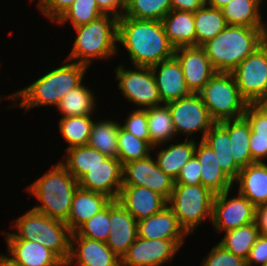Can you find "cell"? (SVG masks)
Instances as JSON below:
<instances>
[{
  "label": "cell",
  "mask_w": 267,
  "mask_h": 266,
  "mask_svg": "<svg viewBox=\"0 0 267 266\" xmlns=\"http://www.w3.org/2000/svg\"><path fill=\"white\" fill-rule=\"evenodd\" d=\"M199 95L216 123L243 117L248 105L231 73L216 72Z\"/></svg>",
  "instance_id": "cell-6"
},
{
  "label": "cell",
  "mask_w": 267,
  "mask_h": 266,
  "mask_svg": "<svg viewBox=\"0 0 267 266\" xmlns=\"http://www.w3.org/2000/svg\"><path fill=\"white\" fill-rule=\"evenodd\" d=\"M174 56L180 62L188 90L199 93L216 71L201 46L179 47Z\"/></svg>",
  "instance_id": "cell-14"
},
{
  "label": "cell",
  "mask_w": 267,
  "mask_h": 266,
  "mask_svg": "<svg viewBox=\"0 0 267 266\" xmlns=\"http://www.w3.org/2000/svg\"><path fill=\"white\" fill-rule=\"evenodd\" d=\"M123 166L118 158L107 157L78 180L80 188L117 200L122 187Z\"/></svg>",
  "instance_id": "cell-15"
},
{
  "label": "cell",
  "mask_w": 267,
  "mask_h": 266,
  "mask_svg": "<svg viewBox=\"0 0 267 266\" xmlns=\"http://www.w3.org/2000/svg\"><path fill=\"white\" fill-rule=\"evenodd\" d=\"M162 23L166 36L175 49L196 46L193 12L171 10L163 18Z\"/></svg>",
  "instance_id": "cell-26"
},
{
  "label": "cell",
  "mask_w": 267,
  "mask_h": 266,
  "mask_svg": "<svg viewBox=\"0 0 267 266\" xmlns=\"http://www.w3.org/2000/svg\"><path fill=\"white\" fill-rule=\"evenodd\" d=\"M227 130L230 138V149L235 163L240 167H247L254 163L249 147L251 126L243 116L238 119L220 122Z\"/></svg>",
  "instance_id": "cell-28"
},
{
  "label": "cell",
  "mask_w": 267,
  "mask_h": 266,
  "mask_svg": "<svg viewBox=\"0 0 267 266\" xmlns=\"http://www.w3.org/2000/svg\"><path fill=\"white\" fill-rule=\"evenodd\" d=\"M249 147L253 162H264V158L267 157V138L255 137L251 130Z\"/></svg>",
  "instance_id": "cell-49"
},
{
  "label": "cell",
  "mask_w": 267,
  "mask_h": 266,
  "mask_svg": "<svg viewBox=\"0 0 267 266\" xmlns=\"http://www.w3.org/2000/svg\"><path fill=\"white\" fill-rule=\"evenodd\" d=\"M255 137L267 138V103L248 104L244 113Z\"/></svg>",
  "instance_id": "cell-43"
},
{
  "label": "cell",
  "mask_w": 267,
  "mask_h": 266,
  "mask_svg": "<svg viewBox=\"0 0 267 266\" xmlns=\"http://www.w3.org/2000/svg\"><path fill=\"white\" fill-rule=\"evenodd\" d=\"M78 187V181L59 161L27 189L41 202V205L37 204L32 209L65 222Z\"/></svg>",
  "instance_id": "cell-4"
},
{
  "label": "cell",
  "mask_w": 267,
  "mask_h": 266,
  "mask_svg": "<svg viewBox=\"0 0 267 266\" xmlns=\"http://www.w3.org/2000/svg\"><path fill=\"white\" fill-rule=\"evenodd\" d=\"M110 235L106 245L119 257L127 253L138 237L137 220L118 200L110 202Z\"/></svg>",
  "instance_id": "cell-17"
},
{
  "label": "cell",
  "mask_w": 267,
  "mask_h": 266,
  "mask_svg": "<svg viewBox=\"0 0 267 266\" xmlns=\"http://www.w3.org/2000/svg\"><path fill=\"white\" fill-rule=\"evenodd\" d=\"M231 190L215 194L212 208V220L216 232H225L255 222L256 207L239 192L228 198Z\"/></svg>",
  "instance_id": "cell-11"
},
{
  "label": "cell",
  "mask_w": 267,
  "mask_h": 266,
  "mask_svg": "<svg viewBox=\"0 0 267 266\" xmlns=\"http://www.w3.org/2000/svg\"><path fill=\"white\" fill-rule=\"evenodd\" d=\"M135 69H125L122 64L114 71L116 79L119 80L118 87L124 97L141 107L146 109L161 105L162 101L159 96L155 78L151 67L134 66ZM143 107V108H142Z\"/></svg>",
  "instance_id": "cell-9"
},
{
  "label": "cell",
  "mask_w": 267,
  "mask_h": 266,
  "mask_svg": "<svg viewBox=\"0 0 267 266\" xmlns=\"http://www.w3.org/2000/svg\"><path fill=\"white\" fill-rule=\"evenodd\" d=\"M111 198L105 194L78 187L74 193L68 219L65 223L71 233L76 232L87 220L105 208Z\"/></svg>",
  "instance_id": "cell-22"
},
{
  "label": "cell",
  "mask_w": 267,
  "mask_h": 266,
  "mask_svg": "<svg viewBox=\"0 0 267 266\" xmlns=\"http://www.w3.org/2000/svg\"><path fill=\"white\" fill-rule=\"evenodd\" d=\"M230 1L231 0H206V5L213 8L221 9Z\"/></svg>",
  "instance_id": "cell-53"
},
{
  "label": "cell",
  "mask_w": 267,
  "mask_h": 266,
  "mask_svg": "<svg viewBox=\"0 0 267 266\" xmlns=\"http://www.w3.org/2000/svg\"><path fill=\"white\" fill-rule=\"evenodd\" d=\"M6 242L8 257L20 266H65L53 251L38 242L28 240H6Z\"/></svg>",
  "instance_id": "cell-21"
},
{
  "label": "cell",
  "mask_w": 267,
  "mask_h": 266,
  "mask_svg": "<svg viewBox=\"0 0 267 266\" xmlns=\"http://www.w3.org/2000/svg\"><path fill=\"white\" fill-rule=\"evenodd\" d=\"M196 46H202L223 31L227 23L221 9L204 5L193 12Z\"/></svg>",
  "instance_id": "cell-33"
},
{
  "label": "cell",
  "mask_w": 267,
  "mask_h": 266,
  "mask_svg": "<svg viewBox=\"0 0 267 266\" xmlns=\"http://www.w3.org/2000/svg\"><path fill=\"white\" fill-rule=\"evenodd\" d=\"M138 237L144 239H185L188 234L167 205L156 214L137 222Z\"/></svg>",
  "instance_id": "cell-20"
},
{
  "label": "cell",
  "mask_w": 267,
  "mask_h": 266,
  "mask_svg": "<svg viewBox=\"0 0 267 266\" xmlns=\"http://www.w3.org/2000/svg\"><path fill=\"white\" fill-rule=\"evenodd\" d=\"M171 10V0H126L124 16L162 21Z\"/></svg>",
  "instance_id": "cell-39"
},
{
  "label": "cell",
  "mask_w": 267,
  "mask_h": 266,
  "mask_svg": "<svg viewBox=\"0 0 267 266\" xmlns=\"http://www.w3.org/2000/svg\"><path fill=\"white\" fill-rule=\"evenodd\" d=\"M248 104L267 103V42L230 72Z\"/></svg>",
  "instance_id": "cell-8"
},
{
  "label": "cell",
  "mask_w": 267,
  "mask_h": 266,
  "mask_svg": "<svg viewBox=\"0 0 267 266\" xmlns=\"http://www.w3.org/2000/svg\"><path fill=\"white\" fill-rule=\"evenodd\" d=\"M147 113V125L149 131V143L155 147H159L166 141L169 142L176 133L173 127L170 110L167 104L158 105L144 109ZM158 145V146H157Z\"/></svg>",
  "instance_id": "cell-31"
},
{
  "label": "cell",
  "mask_w": 267,
  "mask_h": 266,
  "mask_svg": "<svg viewBox=\"0 0 267 266\" xmlns=\"http://www.w3.org/2000/svg\"><path fill=\"white\" fill-rule=\"evenodd\" d=\"M110 203L87 220L76 233L97 241L106 242L110 235Z\"/></svg>",
  "instance_id": "cell-42"
},
{
  "label": "cell",
  "mask_w": 267,
  "mask_h": 266,
  "mask_svg": "<svg viewBox=\"0 0 267 266\" xmlns=\"http://www.w3.org/2000/svg\"><path fill=\"white\" fill-rule=\"evenodd\" d=\"M206 5V0H171L172 10L195 12Z\"/></svg>",
  "instance_id": "cell-51"
},
{
  "label": "cell",
  "mask_w": 267,
  "mask_h": 266,
  "mask_svg": "<svg viewBox=\"0 0 267 266\" xmlns=\"http://www.w3.org/2000/svg\"><path fill=\"white\" fill-rule=\"evenodd\" d=\"M195 156L201 164V185L214 194L231 190L235 184L221 169L214 151L202 140L196 143Z\"/></svg>",
  "instance_id": "cell-23"
},
{
  "label": "cell",
  "mask_w": 267,
  "mask_h": 266,
  "mask_svg": "<svg viewBox=\"0 0 267 266\" xmlns=\"http://www.w3.org/2000/svg\"><path fill=\"white\" fill-rule=\"evenodd\" d=\"M202 141L214 151L221 169L234 182L241 168L232 157L228 130L220 122L215 123Z\"/></svg>",
  "instance_id": "cell-27"
},
{
  "label": "cell",
  "mask_w": 267,
  "mask_h": 266,
  "mask_svg": "<svg viewBox=\"0 0 267 266\" xmlns=\"http://www.w3.org/2000/svg\"><path fill=\"white\" fill-rule=\"evenodd\" d=\"M126 117L125 123L121 126L137 138L149 142V131L147 125V113L145 110L135 109Z\"/></svg>",
  "instance_id": "cell-45"
},
{
  "label": "cell",
  "mask_w": 267,
  "mask_h": 266,
  "mask_svg": "<svg viewBox=\"0 0 267 266\" xmlns=\"http://www.w3.org/2000/svg\"><path fill=\"white\" fill-rule=\"evenodd\" d=\"M67 150V155L64 156L65 162L60 163L66 170L78 181L90 169L100 165L107 156L98 150L85 146L72 147Z\"/></svg>",
  "instance_id": "cell-32"
},
{
  "label": "cell",
  "mask_w": 267,
  "mask_h": 266,
  "mask_svg": "<svg viewBox=\"0 0 267 266\" xmlns=\"http://www.w3.org/2000/svg\"><path fill=\"white\" fill-rule=\"evenodd\" d=\"M152 147L147 140L137 138L120 125L117 136V158L122 166L148 157L153 150Z\"/></svg>",
  "instance_id": "cell-38"
},
{
  "label": "cell",
  "mask_w": 267,
  "mask_h": 266,
  "mask_svg": "<svg viewBox=\"0 0 267 266\" xmlns=\"http://www.w3.org/2000/svg\"><path fill=\"white\" fill-rule=\"evenodd\" d=\"M266 29L227 25L201 47L216 72L230 73L266 41Z\"/></svg>",
  "instance_id": "cell-2"
},
{
  "label": "cell",
  "mask_w": 267,
  "mask_h": 266,
  "mask_svg": "<svg viewBox=\"0 0 267 266\" xmlns=\"http://www.w3.org/2000/svg\"><path fill=\"white\" fill-rule=\"evenodd\" d=\"M0 266H20L13 262L7 255L0 254Z\"/></svg>",
  "instance_id": "cell-54"
},
{
  "label": "cell",
  "mask_w": 267,
  "mask_h": 266,
  "mask_svg": "<svg viewBox=\"0 0 267 266\" xmlns=\"http://www.w3.org/2000/svg\"><path fill=\"white\" fill-rule=\"evenodd\" d=\"M17 233H5L6 240L33 241L35 235H40L42 230V213L30 209L24 215L15 220L13 224Z\"/></svg>",
  "instance_id": "cell-41"
},
{
  "label": "cell",
  "mask_w": 267,
  "mask_h": 266,
  "mask_svg": "<svg viewBox=\"0 0 267 266\" xmlns=\"http://www.w3.org/2000/svg\"><path fill=\"white\" fill-rule=\"evenodd\" d=\"M255 221L260 234L267 235V204L256 208Z\"/></svg>",
  "instance_id": "cell-52"
},
{
  "label": "cell",
  "mask_w": 267,
  "mask_h": 266,
  "mask_svg": "<svg viewBox=\"0 0 267 266\" xmlns=\"http://www.w3.org/2000/svg\"><path fill=\"white\" fill-rule=\"evenodd\" d=\"M122 186H143L169 200L174 180L165 174L149 155L123 165Z\"/></svg>",
  "instance_id": "cell-12"
},
{
  "label": "cell",
  "mask_w": 267,
  "mask_h": 266,
  "mask_svg": "<svg viewBox=\"0 0 267 266\" xmlns=\"http://www.w3.org/2000/svg\"><path fill=\"white\" fill-rule=\"evenodd\" d=\"M96 3L104 15H112L117 19L124 15L126 0H96Z\"/></svg>",
  "instance_id": "cell-50"
},
{
  "label": "cell",
  "mask_w": 267,
  "mask_h": 266,
  "mask_svg": "<svg viewBox=\"0 0 267 266\" xmlns=\"http://www.w3.org/2000/svg\"><path fill=\"white\" fill-rule=\"evenodd\" d=\"M195 149L196 141L190 138L181 143L170 144L158 152L157 165L175 181L183 166L195 155Z\"/></svg>",
  "instance_id": "cell-30"
},
{
  "label": "cell",
  "mask_w": 267,
  "mask_h": 266,
  "mask_svg": "<svg viewBox=\"0 0 267 266\" xmlns=\"http://www.w3.org/2000/svg\"><path fill=\"white\" fill-rule=\"evenodd\" d=\"M69 62L47 72L34 83L5 98H13L17 102L14 106L25 107L26 112L36 106L57 107L65 94L82 83L88 69L84 64Z\"/></svg>",
  "instance_id": "cell-3"
},
{
  "label": "cell",
  "mask_w": 267,
  "mask_h": 266,
  "mask_svg": "<svg viewBox=\"0 0 267 266\" xmlns=\"http://www.w3.org/2000/svg\"><path fill=\"white\" fill-rule=\"evenodd\" d=\"M40 11L52 22L56 21L75 0H38Z\"/></svg>",
  "instance_id": "cell-47"
},
{
  "label": "cell",
  "mask_w": 267,
  "mask_h": 266,
  "mask_svg": "<svg viewBox=\"0 0 267 266\" xmlns=\"http://www.w3.org/2000/svg\"><path fill=\"white\" fill-rule=\"evenodd\" d=\"M202 266H246V260L226 250L221 244L215 245L207 257L203 259Z\"/></svg>",
  "instance_id": "cell-44"
},
{
  "label": "cell",
  "mask_w": 267,
  "mask_h": 266,
  "mask_svg": "<svg viewBox=\"0 0 267 266\" xmlns=\"http://www.w3.org/2000/svg\"><path fill=\"white\" fill-rule=\"evenodd\" d=\"M263 0H231L221 8L227 25L267 28L262 21L260 5Z\"/></svg>",
  "instance_id": "cell-29"
},
{
  "label": "cell",
  "mask_w": 267,
  "mask_h": 266,
  "mask_svg": "<svg viewBox=\"0 0 267 266\" xmlns=\"http://www.w3.org/2000/svg\"><path fill=\"white\" fill-rule=\"evenodd\" d=\"M267 263V235L260 234L252 246L246 260V266L260 265Z\"/></svg>",
  "instance_id": "cell-48"
},
{
  "label": "cell",
  "mask_w": 267,
  "mask_h": 266,
  "mask_svg": "<svg viewBox=\"0 0 267 266\" xmlns=\"http://www.w3.org/2000/svg\"><path fill=\"white\" fill-rule=\"evenodd\" d=\"M117 43L129 53L133 66L151 67L174 56L162 21L122 16L117 24Z\"/></svg>",
  "instance_id": "cell-1"
},
{
  "label": "cell",
  "mask_w": 267,
  "mask_h": 266,
  "mask_svg": "<svg viewBox=\"0 0 267 266\" xmlns=\"http://www.w3.org/2000/svg\"><path fill=\"white\" fill-rule=\"evenodd\" d=\"M117 200L137 222L167 206L163 196L143 186H122Z\"/></svg>",
  "instance_id": "cell-19"
},
{
  "label": "cell",
  "mask_w": 267,
  "mask_h": 266,
  "mask_svg": "<svg viewBox=\"0 0 267 266\" xmlns=\"http://www.w3.org/2000/svg\"><path fill=\"white\" fill-rule=\"evenodd\" d=\"M117 24L118 19L114 16L102 15L88 24L75 27L77 37L67 61L75 59L74 63L89 67L93 59L113 56L118 47Z\"/></svg>",
  "instance_id": "cell-5"
},
{
  "label": "cell",
  "mask_w": 267,
  "mask_h": 266,
  "mask_svg": "<svg viewBox=\"0 0 267 266\" xmlns=\"http://www.w3.org/2000/svg\"><path fill=\"white\" fill-rule=\"evenodd\" d=\"M166 104L171 113L176 135L182 133L190 137L193 133L202 131L201 140H203L206 133L216 123L211 118L199 93H190Z\"/></svg>",
  "instance_id": "cell-10"
},
{
  "label": "cell",
  "mask_w": 267,
  "mask_h": 266,
  "mask_svg": "<svg viewBox=\"0 0 267 266\" xmlns=\"http://www.w3.org/2000/svg\"><path fill=\"white\" fill-rule=\"evenodd\" d=\"M259 235L260 231L255 221L226 231L219 244L234 255L247 260L250 250Z\"/></svg>",
  "instance_id": "cell-34"
},
{
  "label": "cell",
  "mask_w": 267,
  "mask_h": 266,
  "mask_svg": "<svg viewBox=\"0 0 267 266\" xmlns=\"http://www.w3.org/2000/svg\"><path fill=\"white\" fill-rule=\"evenodd\" d=\"M239 193L245 196L256 208L267 204V164L254 162L241 168L238 178Z\"/></svg>",
  "instance_id": "cell-24"
},
{
  "label": "cell",
  "mask_w": 267,
  "mask_h": 266,
  "mask_svg": "<svg viewBox=\"0 0 267 266\" xmlns=\"http://www.w3.org/2000/svg\"><path fill=\"white\" fill-rule=\"evenodd\" d=\"M93 123L91 115L60 118L59 131L69 144L67 149L87 145Z\"/></svg>",
  "instance_id": "cell-37"
},
{
  "label": "cell",
  "mask_w": 267,
  "mask_h": 266,
  "mask_svg": "<svg viewBox=\"0 0 267 266\" xmlns=\"http://www.w3.org/2000/svg\"><path fill=\"white\" fill-rule=\"evenodd\" d=\"M94 94L81 83L63 96L57 108L63 117L93 115L95 111Z\"/></svg>",
  "instance_id": "cell-35"
},
{
  "label": "cell",
  "mask_w": 267,
  "mask_h": 266,
  "mask_svg": "<svg viewBox=\"0 0 267 266\" xmlns=\"http://www.w3.org/2000/svg\"><path fill=\"white\" fill-rule=\"evenodd\" d=\"M71 234L64 221L42 214V230L40 235L34 236L33 241L44 245L66 263L70 254Z\"/></svg>",
  "instance_id": "cell-25"
},
{
  "label": "cell",
  "mask_w": 267,
  "mask_h": 266,
  "mask_svg": "<svg viewBox=\"0 0 267 266\" xmlns=\"http://www.w3.org/2000/svg\"><path fill=\"white\" fill-rule=\"evenodd\" d=\"M120 125L112 120L94 122L87 145L107 157L117 158V136Z\"/></svg>",
  "instance_id": "cell-36"
},
{
  "label": "cell",
  "mask_w": 267,
  "mask_h": 266,
  "mask_svg": "<svg viewBox=\"0 0 267 266\" xmlns=\"http://www.w3.org/2000/svg\"><path fill=\"white\" fill-rule=\"evenodd\" d=\"M104 15L96 0H75L71 6L56 20L58 24L71 21L73 28L88 24Z\"/></svg>",
  "instance_id": "cell-40"
},
{
  "label": "cell",
  "mask_w": 267,
  "mask_h": 266,
  "mask_svg": "<svg viewBox=\"0 0 267 266\" xmlns=\"http://www.w3.org/2000/svg\"><path fill=\"white\" fill-rule=\"evenodd\" d=\"M214 197L215 194L201 184H174L167 205L177 217L180 226L190 235L207 217L212 220Z\"/></svg>",
  "instance_id": "cell-7"
},
{
  "label": "cell",
  "mask_w": 267,
  "mask_h": 266,
  "mask_svg": "<svg viewBox=\"0 0 267 266\" xmlns=\"http://www.w3.org/2000/svg\"><path fill=\"white\" fill-rule=\"evenodd\" d=\"M174 184H201V164L195 155L183 166Z\"/></svg>",
  "instance_id": "cell-46"
},
{
  "label": "cell",
  "mask_w": 267,
  "mask_h": 266,
  "mask_svg": "<svg viewBox=\"0 0 267 266\" xmlns=\"http://www.w3.org/2000/svg\"><path fill=\"white\" fill-rule=\"evenodd\" d=\"M74 259L77 260L75 263L78 266H121V258L106 245V242L81 237L76 232L71 234L70 254L65 266H71Z\"/></svg>",
  "instance_id": "cell-16"
},
{
  "label": "cell",
  "mask_w": 267,
  "mask_h": 266,
  "mask_svg": "<svg viewBox=\"0 0 267 266\" xmlns=\"http://www.w3.org/2000/svg\"><path fill=\"white\" fill-rule=\"evenodd\" d=\"M184 239H137L121 259V266H160L171 261Z\"/></svg>",
  "instance_id": "cell-13"
},
{
  "label": "cell",
  "mask_w": 267,
  "mask_h": 266,
  "mask_svg": "<svg viewBox=\"0 0 267 266\" xmlns=\"http://www.w3.org/2000/svg\"><path fill=\"white\" fill-rule=\"evenodd\" d=\"M151 69L162 104L191 93L186 85L180 62L175 56L151 66Z\"/></svg>",
  "instance_id": "cell-18"
}]
</instances>
